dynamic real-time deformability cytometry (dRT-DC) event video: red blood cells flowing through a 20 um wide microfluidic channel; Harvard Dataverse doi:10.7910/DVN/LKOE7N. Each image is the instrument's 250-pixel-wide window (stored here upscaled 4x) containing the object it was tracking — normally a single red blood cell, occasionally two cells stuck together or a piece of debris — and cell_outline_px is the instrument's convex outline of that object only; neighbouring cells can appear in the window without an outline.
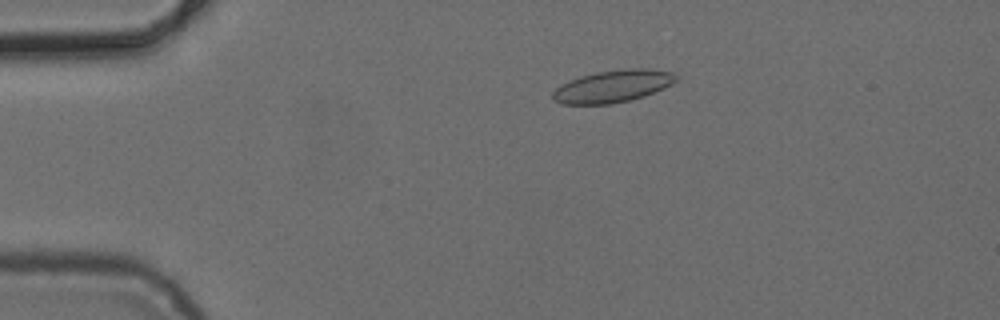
{"species": "common noctule bat (a hibernating species)", "species_latin": "Nyctalus noctula", "temperature_condition": "cold", "stored_images_in_passage": 4, "camera_frame_rate_fps": 3000, "um_per_image_px": 0.085, "animal": {"sex": "female", "body_mass_g": 24.6, "forearm_length_mm": 56.2}, "frame": {"image": 1, "passage_image": 1, "time_ms": 0.0, "image_size_px": [1000, 320], "cell_outline_px": [[680, 76], [672, 84], [644, 96], [612, 104], [560, 104], [552, 100], [552, 92], [560, 84], [580, 76], [596, 72], [624, 68], [648, 68], [672, 72]], "centroid_in_image_um": [52.07, 7.32], "position_along_channel_um": 32.9, "area_um2": 23.35}}